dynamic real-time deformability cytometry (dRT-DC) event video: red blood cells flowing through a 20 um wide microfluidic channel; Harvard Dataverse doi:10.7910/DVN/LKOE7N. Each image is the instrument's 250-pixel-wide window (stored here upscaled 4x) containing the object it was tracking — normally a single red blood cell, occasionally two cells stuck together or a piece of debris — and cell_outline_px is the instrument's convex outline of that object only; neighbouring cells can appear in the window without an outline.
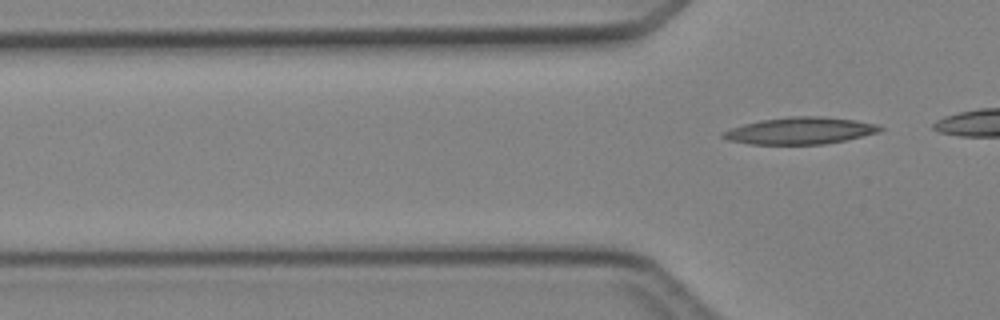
{"species": "Egyptian fruit bat (a non-hibernating species)", "species_latin": "Rousettus aegyptiacus", "temperature_condition": "cold", "stored_images_in_passage": 3, "camera_frame_rate_fps": 3000, "um_per_image_px": 0.085, "animal": {"sex": "female"}, "frame": {"image": 1, "passage_image": 3, "time_ms": 2.333, "image_size_px": [1000, 320], "cell_outline_px": [[884, 128], [880, 132], [844, 140], [824, 144], [748, 144], [728, 140], [720, 136], [720, 132], [744, 124], [760, 120], [788, 116], [824, 116], [856, 120], [876, 124]], "centroid_in_image_um": [67.99, 11.1], "position_along_channel_um": 57.8, "area_um2": 24.68}}